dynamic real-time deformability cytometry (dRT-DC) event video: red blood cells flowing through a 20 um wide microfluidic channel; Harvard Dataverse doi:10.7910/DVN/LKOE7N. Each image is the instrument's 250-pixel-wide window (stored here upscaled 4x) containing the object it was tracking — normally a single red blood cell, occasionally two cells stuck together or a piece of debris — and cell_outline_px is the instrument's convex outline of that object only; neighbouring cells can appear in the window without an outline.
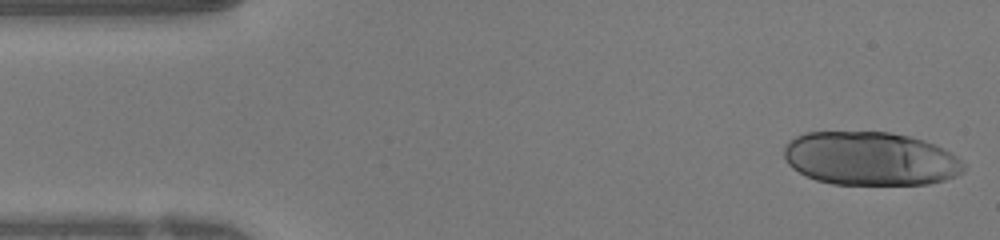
{"species": "human", "species_latin": "Homo sapiens", "temperature_condition": "warm", "stored_images_in_passage": 47, "camera_frame_rate_fps": 3000, "um_per_image_px": 0.085, "donor": {"sex": "female"}, "frame": {"image": 1, "passage_image": 1, "time_ms": 0.0, "image_size_px": [1000, 240], "cell_outline_px": [[964, 172], [956, 176], [944, 180], [928, 184], [832, 184], [816, 180], [792, 168], [784, 160], [784, 148], [788, 140], [804, 132], [892, 132], [924, 140], [936, 144], [956, 156], [964, 164]], "centroid_in_image_um": [73.97, 13.48], "position_along_channel_um": 11.0, "area_um2": 56.36}}
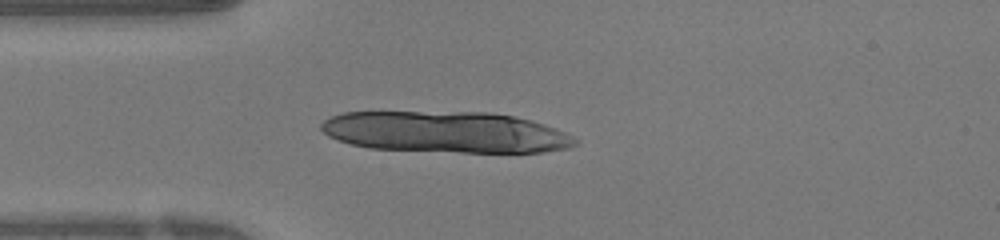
{"frame": {"image": 2, "passage_image": 11, "time_ms": 3.333, "image_size_px": [1000, 240], "cell_outline_px": [[580, 140], [576, 144], [568, 148], [544, 152], [460, 152], [368, 148], [336, 140], [328, 136], [320, 128], [320, 124], [324, 120], [332, 116], [344, 112], [492, 112], [516, 116], [532, 120], [556, 128]], "centroid_in_image_um": [37.91, 11.22], "position_along_channel_um": 47.1, "area_um2": 61.27}}
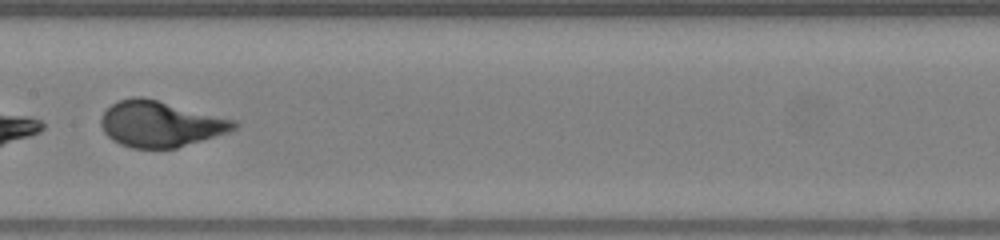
{"frame": {"image": 3, "passage_image": 23, "time_ms": 7.333, "image_size_px": [1000, 240], "cell_outline_px": [[240, 124], [236, 128], [228, 132], [176, 148], [132, 148], [120, 144], [112, 140], [104, 132], [100, 124], [100, 120], [104, 112], [112, 104], [120, 100], [132, 96], [140, 96], [236, 120]], "centroid_in_image_um": [13.62, 10.54], "position_along_channel_um": 193.8, "area_um2": 35.26}, "authors_computed_cell_mechanics": {"area_um2": 36.0672, "velocity_mm_per_s": 4.1042, "shape_relaxation_time_tau1_ms": 4.1246, "shape_relaxation_time_tau2_ms": null, "deformation_change_tau1": 0.2582, "deformation_change_tau2": null}}